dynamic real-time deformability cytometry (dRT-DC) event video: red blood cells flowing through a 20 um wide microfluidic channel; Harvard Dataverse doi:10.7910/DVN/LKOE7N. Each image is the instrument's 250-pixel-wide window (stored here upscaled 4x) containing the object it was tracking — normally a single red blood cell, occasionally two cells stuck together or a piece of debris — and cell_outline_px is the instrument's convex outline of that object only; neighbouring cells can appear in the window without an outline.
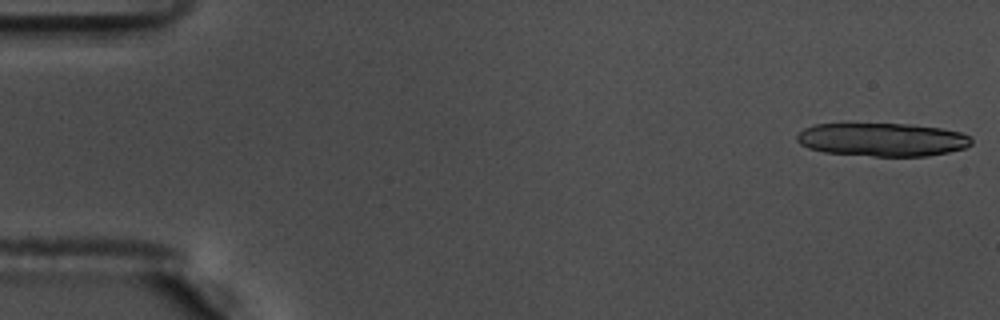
{"species": "common noctule bat (a hibernating species)", "species_latin": "Nyctalus noctula", "temperature_condition": "warm", "stored_images_in_passage": 16, "camera_frame_rate_fps": 3000, "um_per_image_px": 0.085, "animal": {"sex": "male", "body_mass_g": 17.5, "forearm_length_mm": 52.3}, "frame": {"image": 1, "passage_image": 1, "time_ms": 0.0, "image_size_px": [1000, 320], "cell_outline_px": [[972, 144], [964, 148], [948, 152], [928, 156], [872, 156], [824, 152], [808, 148], [800, 144], [796, 140], [796, 136], [804, 128], [816, 124], [908, 124], [940, 128], [960, 132], [972, 136]], "centroid_in_image_um": [75.0, 11.87], "position_along_channel_um": 10.0, "area_um2": 33.93}}